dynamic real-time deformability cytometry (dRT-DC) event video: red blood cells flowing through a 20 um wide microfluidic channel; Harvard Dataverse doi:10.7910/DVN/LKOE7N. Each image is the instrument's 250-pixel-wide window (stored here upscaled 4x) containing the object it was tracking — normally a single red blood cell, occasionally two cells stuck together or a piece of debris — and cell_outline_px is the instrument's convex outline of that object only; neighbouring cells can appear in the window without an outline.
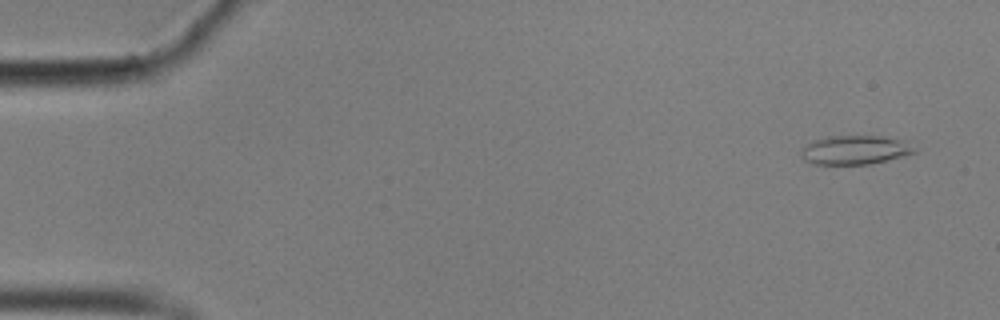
{"species": "common noctule bat (a hibernating species)", "species_latin": "Nyctalus noctula", "temperature_condition": "cold", "stored_images_in_passage": 57, "camera_frame_rate_fps": 3000, "um_per_image_px": 0.085, "animal": {"sex": "male", "body_mass_g": 17.9}, "frame": {"image": 1, "passage_image": 3, "time_ms": 0.667, "image_size_px": [1000, 320], "cell_outline_px": [[916, 152], [904, 156], [888, 160], [868, 164], [812, 164], [804, 160], [800, 156], [800, 148], [812, 140], [828, 136], [884, 136], [900, 140], [912, 148]], "centroid_in_image_um": [72.56, 12.75], "position_along_channel_um": 12.4, "area_um2": 19.07}}
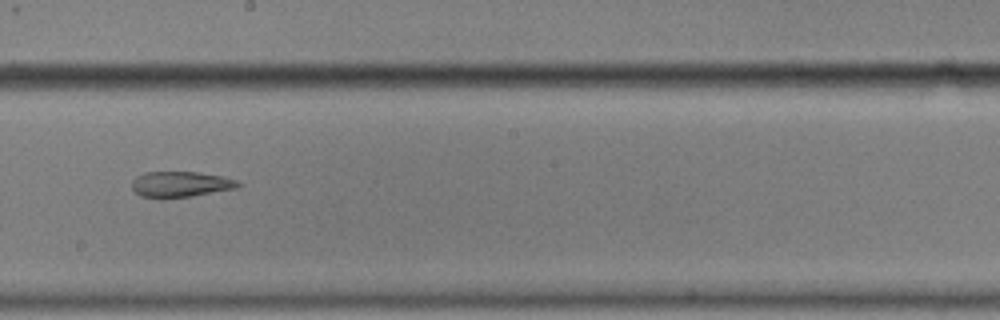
{"frame": {"image": 2, "passage_image": 32, "time_ms": 10.333, "image_size_px": [1000, 320], "cell_outline_px": [[240, 184], [236, 188], [188, 196], [160, 200], [140, 196], [132, 188], [132, 180], [136, 176], [144, 172], [196, 172], [224, 176], [240, 180]], "centroid_in_image_um": [15.3, 15.67], "position_along_channel_um": 232.9, "area_um2": 16.13}}
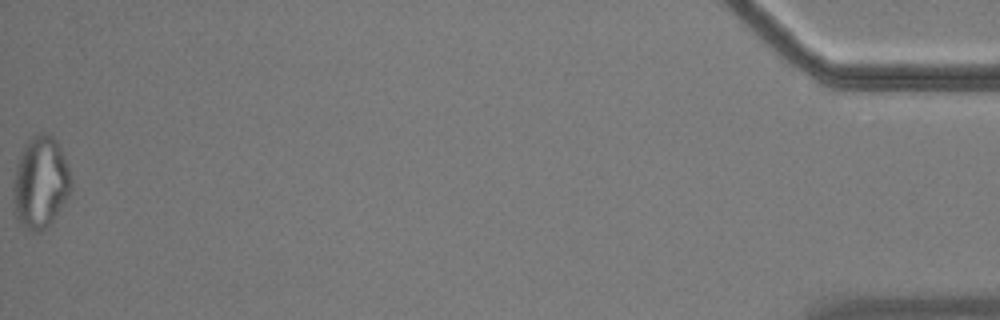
{"frame": {"image": 3, "passage_image": 57, "time_ms": 18.667, "image_size_px": [1000, 320], "cell_outline_px": [[72, 188], [68, 196], [48, 228], [40, 232], [32, 232], [24, 228], [12, 212], [16, 164], [24, 148], [32, 136], [40, 132], [44, 132], [52, 136], [56, 140], [60, 148], [68, 168], [72, 180]], "centroid_in_image_um": [3.44, 15.57], "position_along_channel_um": 431.8, "area_um2": 30.98}, "authors_computed_cell_mechanics": {"area_um2": 18.6694, "velocity_mm_per_s": 3.5269, "shape_relaxation_time_tau1_ms": null, "shape_relaxation_time_tau2_ms": 4.783, "deformation_change_tau1": null, "deformation_change_tau2": 0.1374}}